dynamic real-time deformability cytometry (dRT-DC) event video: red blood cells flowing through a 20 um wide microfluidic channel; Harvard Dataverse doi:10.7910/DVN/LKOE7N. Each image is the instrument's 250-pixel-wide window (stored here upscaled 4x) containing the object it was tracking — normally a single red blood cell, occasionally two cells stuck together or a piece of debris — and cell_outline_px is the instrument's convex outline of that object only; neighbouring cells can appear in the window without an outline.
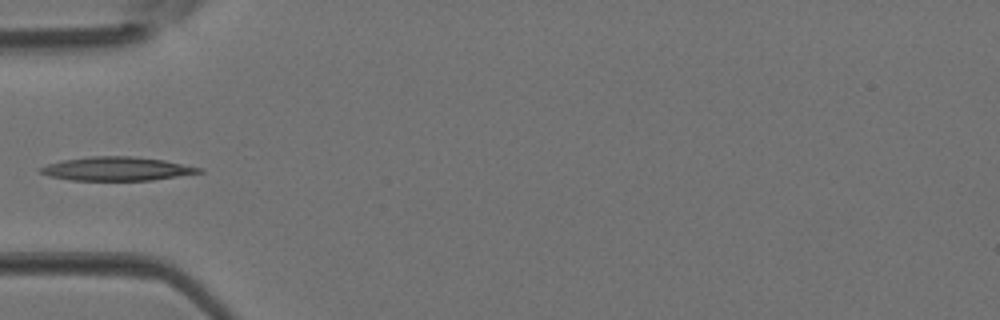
{"species": "Egyptian fruit bat (a non-hibernating species)", "species_latin": "Rousettus aegyptiacus", "temperature_condition": "room temperature", "stored_images_in_passage": 3, "camera_frame_rate_fps": 3000, "um_per_image_px": 0.085, "animal": {"sex": "female"}, "frame": {"image": 1, "passage_image": 3, "time_ms": 0.667, "image_size_px": [1000, 320], "cell_outline_px": [[204, 172], [152, 180], [72, 180], [48, 176], [40, 172], [36, 168], [60, 160], [92, 156], [132, 156], [164, 160], [204, 168]], "centroid_in_image_um": [9.92, 14.34], "position_along_channel_um": 75.1, "area_um2": 22.02}}